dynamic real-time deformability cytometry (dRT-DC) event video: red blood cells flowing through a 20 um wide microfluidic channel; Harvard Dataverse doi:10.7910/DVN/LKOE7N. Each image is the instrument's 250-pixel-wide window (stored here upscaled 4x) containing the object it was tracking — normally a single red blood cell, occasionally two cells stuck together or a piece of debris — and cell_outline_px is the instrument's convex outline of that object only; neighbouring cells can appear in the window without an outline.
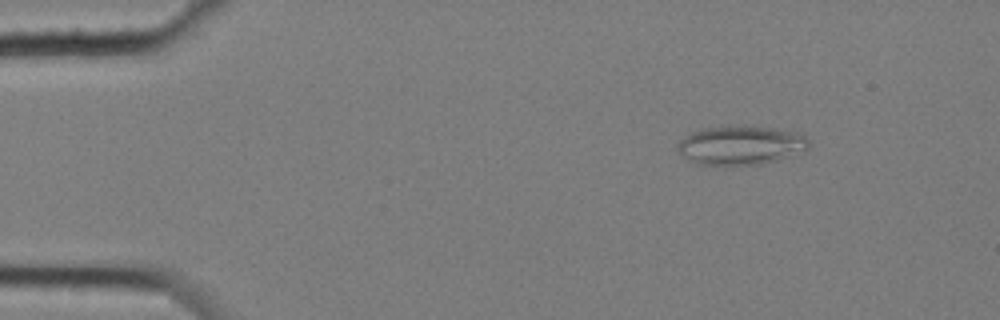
{"species": "common noctule bat (a hibernating species)", "species_latin": "Nyctalus noctula", "temperature_condition": "cold", "stored_images_in_passage": 8, "camera_frame_rate_fps": 3000, "um_per_image_px": 0.085, "animal": {"sex": "female", "body_mass_g": 25.1}, "frame": {"image": 1, "passage_image": 3, "time_ms": 0.667, "image_size_px": [1000, 320], "cell_outline_px": [[808, 148], [776, 160], [760, 164], [724, 168], [700, 164], [684, 156], [676, 148], [676, 144], [688, 132], [720, 124], [744, 124], [800, 132], [808, 140]], "centroid_in_image_um": [62.89, 12.33], "position_along_channel_um": 22.1, "area_um2": 30.87}}
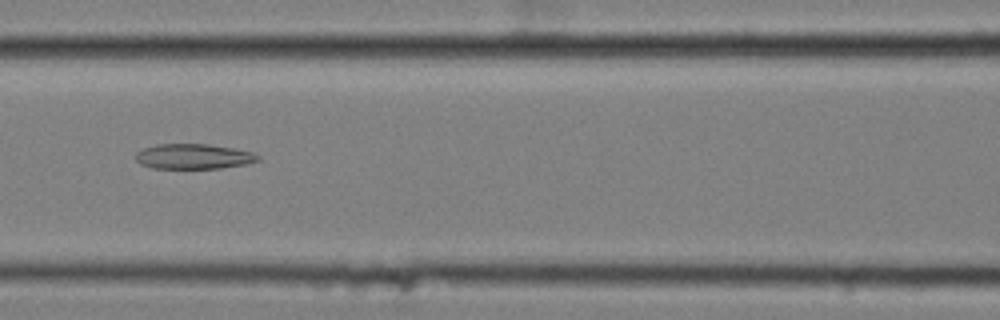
{"frame": {"image": 2, "passage_image": 8, "time_ms": 2.333, "image_size_px": [1000, 320], "cell_outline_px": [[260, 160], [248, 164], [220, 168], [152, 168], [140, 164], [136, 160], [136, 152], [144, 148], [156, 144], [208, 144], [232, 148], [252, 152], [260, 156]], "centroid_in_image_um": [16.46, 13.3], "position_along_channel_um": 150.1, "area_um2": 17.92}}